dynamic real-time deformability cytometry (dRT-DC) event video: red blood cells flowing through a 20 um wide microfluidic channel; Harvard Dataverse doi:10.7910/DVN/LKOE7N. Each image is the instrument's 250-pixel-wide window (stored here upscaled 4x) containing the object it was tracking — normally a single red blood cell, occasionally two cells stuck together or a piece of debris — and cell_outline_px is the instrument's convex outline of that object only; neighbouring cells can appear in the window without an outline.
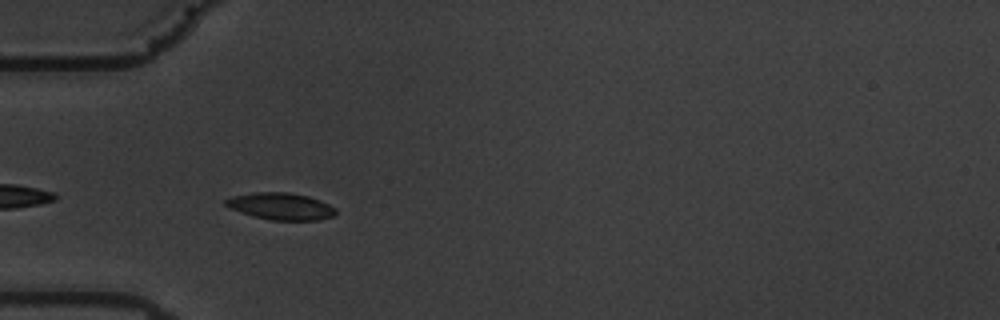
{"species": "common noctule bat (a hibernating species)", "species_latin": "Nyctalus noctula", "temperature_condition": "warm", "stored_images_in_passage": 14, "camera_frame_rate_fps": 3000, "um_per_image_px": 0.085, "animal": {"sex": "male", "body_mass_g": 19.5, "forearm_length_mm": 54.6}, "frame": {"image": 1, "passage_image": 3, "time_ms": 0.667, "image_size_px": [1000, 320], "cell_outline_px": [[336, 216], [316, 220], [272, 220], [252, 216], [240, 212], [224, 204], [224, 200], [232, 196], [252, 192], [288, 192], [308, 196], [320, 200], [336, 208]], "centroid_in_image_um": [23.88, 17.53], "position_along_channel_um": 61.1, "area_um2": 17.34}}
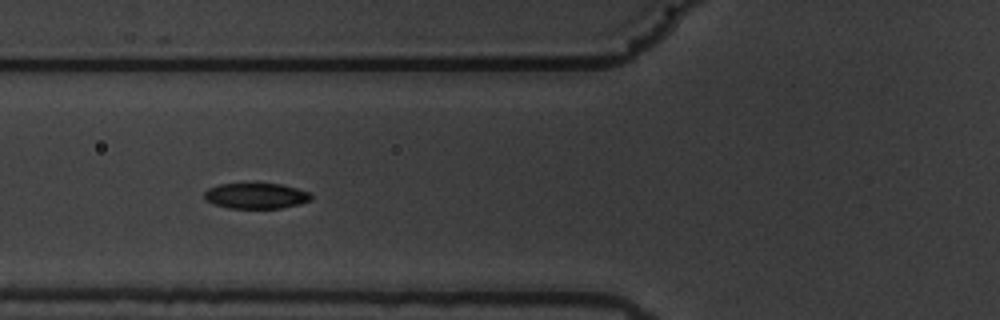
{"frame": {"image": 2, "passage_image": 7, "time_ms": 2.0, "image_size_px": [1000, 320], "cell_outline_px": [[312, 200], [300, 204], [280, 208], [228, 208], [204, 200], [204, 192], [208, 188], [220, 184], [280, 184], [296, 188], [308, 192], [312, 196]], "centroid_in_image_um": [21.76, 16.65], "position_along_channel_um": 104.0, "area_um2": 15.84}}
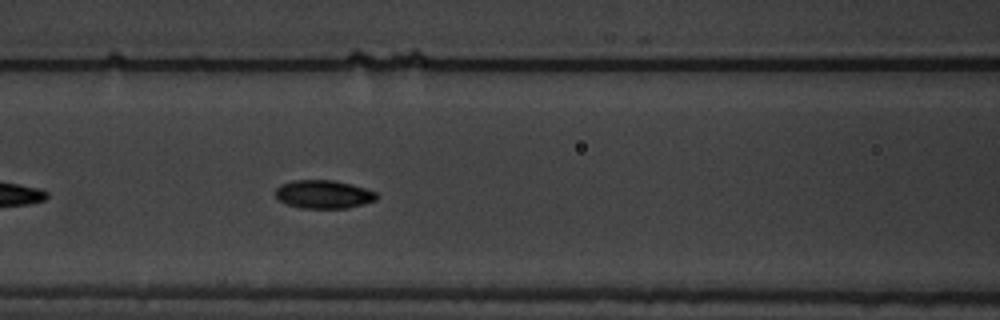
{"frame": {"image": 3, "passage_image": 10, "time_ms": 3.0, "image_size_px": [1000, 320], "cell_outline_px": [[380, 196], [376, 200], [364, 204], [348, 208], [300, 208], [288, 204], [280, 200], [276, 196], [276, 188], [280, 184], [292, 180], [332, 180], [364, 188], [376, 192]], "centroid_in_image_um": [27.51, 16.52], "position_along_channel_um": 139.1, "area_um2": 16.65}}